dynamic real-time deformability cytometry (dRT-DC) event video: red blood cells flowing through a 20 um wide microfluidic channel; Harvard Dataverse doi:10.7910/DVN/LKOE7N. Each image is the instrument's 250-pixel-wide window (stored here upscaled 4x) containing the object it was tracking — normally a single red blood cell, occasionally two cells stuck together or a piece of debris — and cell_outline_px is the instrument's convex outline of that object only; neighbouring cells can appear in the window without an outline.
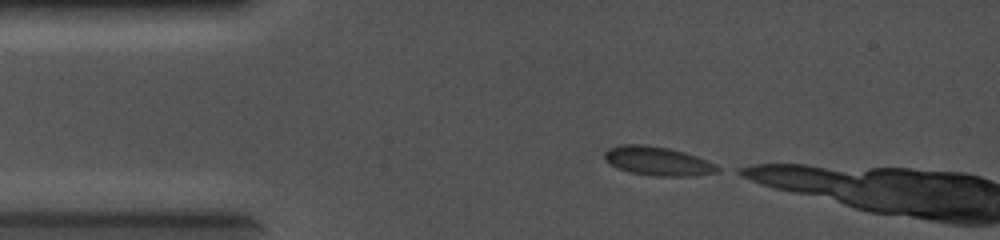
{"species": "common noctule bat (a hibernating species)", "species_latin": "Nyctalus noctula", "temperature_condition": "cold", "stored_images_in_passage": 12, "camera_frame_rate_fps": 5000, "um_per_image_px": 0.085, "animal": {"sex": "female", "body_mass_g": 19.0, "forearm_length_mm": 56.7}, "frame": {"image": 1, "passage_image": 1, "time_ms": 0.0, "image_size_px": [1000, 240], "cell_outline_px": [[724, 168], [720, 172], [692, 176], [656, 176], [628, 172], [604, 160], [604, 152], [608, 148], [620, 144], [644, 144], [668, 148], [684, 152], [696, 156], [716, 164]], "centroid_in_image_um": [55.94, 13.69], "position_along_channel_um": 29.1, "area_um2": 19.19}}
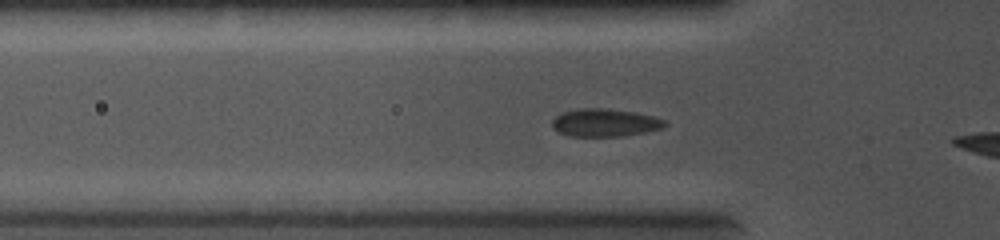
{"frame": {"image": 2, "passage_image": 10, "time_ms": 1.8, "image_size_px": [1000, 240], "cell_outline_px": [[668, 124], [664, 128], [624, 136], [568, 136], [552, 128], [552, 120], [560, 112], [580, 108], [608, 108], [636, 112], [652, 116], [664, 120]], "centroid_in_image_um": [51.4, 10.42], "position_along_channel_um": 74.4, "area_um2": 18.44}}